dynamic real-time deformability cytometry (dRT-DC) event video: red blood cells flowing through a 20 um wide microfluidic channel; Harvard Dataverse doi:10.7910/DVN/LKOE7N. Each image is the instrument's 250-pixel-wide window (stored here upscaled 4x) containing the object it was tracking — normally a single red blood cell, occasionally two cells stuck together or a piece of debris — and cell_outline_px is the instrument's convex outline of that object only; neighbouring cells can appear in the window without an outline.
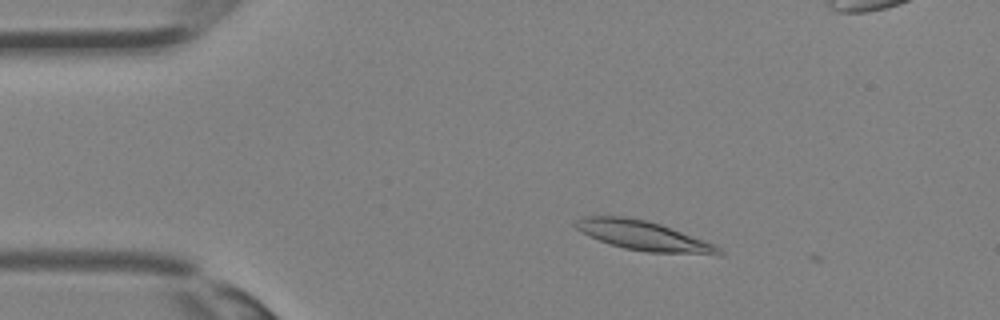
{"species": "Egyptian fruit bat (a non-hibernating species)", "species_latin": "Rousettus aegyptiacus", "temperature_condition": "room temperature", "stored_images_in_passage": 6, "camera_frame_rate_fps": 3000, "um_per_image_px": 0.085, "animal": {"sex": "female"}, "frame": {"image": 1, "passage_image": 4, "time_ms": 1.0, "image_size_px": [1000, 320], "cell_outline_px": [[724, 256], [720, 256], [648, 252], [624, 248], [588, 236], [576, 228], [572, 224], [580, 216], [624, 216], [648, 220], [660, 224], [712, 244], [720, 248], [724, 252]], "centroid_in_image_um": [54.7, 20.04], "position_along_channel_um": 30.3, "area_um2": 24.68}}